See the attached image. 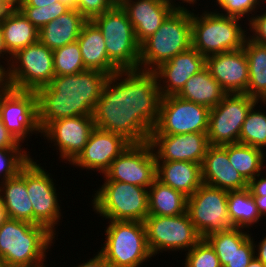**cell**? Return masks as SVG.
<instances>
[{
	"mask_svg": "<svg viewBox=\"0 0 266 267\" xmlns=\"http://www.w3.org/2000/svg\"><path fill=\"white\" fill-rule=\"evenodd\" d=\"M158 84L154 71L121 70L110 75L92 114L96 128L121 134L131 143L148 142L159 118Z\"/></svg>",
	"mask_w": 266,
	"mask_h": 267,
	"instance_id": "cell-1",
	"label": "cell"
},
{
	"mask_svg": "<svg viewBox=\"0 0 266 267\" xmlns=\"http://www.w3.org/2000/svg\"><path fill=\"white\" fill-rule=\"evenodd\" d=\"M108 77L104 72L86 69L77 74L55 76L47 86L37 89L40 129L61 118L92 116Z\"/></svg>",
	"mask_w": 266,
	"mask_h": 267,
	"instance_id": "cell-2",
	"label": "cell"
},
{
	"mask_svg": "<svg viewBox=\"0 0 266 267\" xmlns=\"http://www.w3.org/2000/svg\"><path fill=\"white\" fill-rule=\"evenodd\" d=\"M54 238L43 225L6 218L0 225V260L10 267H46V250Z\"/></svg>",
	"mask_w": 266,
	"mask_h": 267,
	"instance_id": "cell-3",
	"label": "cell"
},
{
	"mask_svg": "<svg viewBox=\"0 0 266 267\" xmlns=\"http://www.w3.org/2000/svg\"><path fill=\"white\" fill-rule=\"evenodd\" d=\"M191 47V11L174 10L156 32L140 44L139 69L154 71Z\"/></svg>",
	"mask_w": 266,
	"mask_h": 267,
	"instance_id": "cell-4",
	"label": "cell"
},
{
	"mask_svg": "<svg viewBox=\"0 0 266 267\" xmlns=\"http://www.w3.org/2000/svg\"><path fill=\"white\" fill-rule=\"evenodd\" d=\"M238 21L217 11L200 17L191 12L192 47L205 57L243 48L247 33Z\"/></svg>",
	"mask_w": 266,
	"mask_h": 267,
	"instance_id": "cell-5",
	"label": "cell"
},
{
	"mask_svg": "<svg viewBox=\"0 0 266 267\" xmlns=\"http://www.w3.org/2000/svg\"><path fill=\"white\" fill-rule=\"evenodd\" d=\"M101 31L109 60L121 70H137L140 44L126 11L120 4L91 20Z\"/></svg>",
	"mask_w": 266,
	"mask_h": 267,
	"instance_id": "cell-6",
	"label": "cell"
},
{
	"mask_svg": "<svg viewBox=\"0 0 266 267\" xmlns=\"http://www.w3.org/2000/svg\"><path fill=\"white\" fill-rule=\"evenodd\" d=\"M93 209L110 221L143 222L149 214L148 188L105 181L93 197Z\"/></svg>",
	"mask_w": 266,
	"mask_h": 267,
	"instance_id": "cell-7",
	"label": "cell"
},
{
	"mask_svg": "<svg viewBox=\"0 0 266 267\" xmlns=\"http://www.w3.org/2000/svg\"><path fill=\"white\" fill-rule=\"evenodd\" d=\"M105 233V244L99 252L112 267H139L153 256L143 222L110 221Z\"/></svg>",
	"mask_w": 266,
	"mask_h": 267,
	"instance_id": "cell-8",
	"label": "cell"
},
{
	"mask_svg": "<svg viewBox=\"0 0 266 267\" xmlns=\"http://www.w3.org/2000/svg\"><path fill=\"white\" fill-rule=\"evenodd\" d=\"M11 60L5 72L8 87L36 91L55 77L53 50L39 41L18 50Z\"/></svg>",
	"mask_w": 266,
	"mask_h": 267,
	"instance_id": "cell-9",
	"label": "cell"
},
{
	"mask_svg": "<svg viewBox=\"0 0 266 267\" xmlns=\"http://www.w3.org/2000/svg\"><path fill=\"white\" fill-rule=\"evenodd\" d=\"M258 103L246 93H227L217 106L210 109L207 130L209 145L239 143L247 114Z\"/></svg>",
	"mask_w": 266,
	"mask_h": 267,
	"instance_id": "cell-10",
	"label": "cell"
},
{
	"mask_svg": "<svg viewBox=\"0 0 266 267\" xmlns=\"http://www.w3.org/2000/svg\"><path fill=\"white\" fill-rule=\"evenodd\" d=\"M228 191L202 184L187 198L186 212L201 238L231 230L227 208Z\"/></svg>",
	"mask_w": 266,
	"mask_h": 267,
	"instance_id": "cell-11",
	"label": "cell"
},
{
	"mask_svg": "<svg viewBox=\"0 0 266 267\" xmlns=\"http://www.w3.org/2000/svg\"><path fill=\"white\" fill-rule=\"evenodd\" d=\"M143 223L153 256L160 250L189 251L202 239L187 212L177 216L148 215Z\"/></svg>",
	"mask_w": 266,
	"mask_h": 267,
	"instance_id": "cell-12",
	"label": "cell"
},
{
	"mask_svg": "<svg viewBox=\"0 0 266 267\" xmlns=\"http://www.w3.org/2000/svg\"><path fill=\"white\" fill-rule=\"evenodd\" d=\"M210 109L177 95L161 99L159 118L150 135L207 133Z\"/></svg>",
	"mask_w": 266,
	"mask_h": 267,
	"instance_id": "cell-13",
	"label": "cell"
},
{
	"mask_svg": "<svg viewBox=\"0 0 266 267\" xmlns=\"http://www.w3.org/2000/svg\"><path fill=\"white\" fill-rule=\"evenodd\" d=\"M0 118L19 143L34 131L42 133L38 122L35 91L5 86L0 91Z\"/></svg>",
	"mask_w": 266,
	"mask_h": 267,
	"instance_id": "cell-14",
	"label": "cell"
},
{
	"mask_svg": "<svg viewBox=\"0 0 266 267\" xmlns=\"http://www.w3.org/2000/svg\"><path fill=\"white\" fill-rule=\"evenodd\" d=\"M103 175L105 181L149 188L156 179V158L150 143H131Z\"/></svg>",
	"mask_w": 266,
	"mask_h": 267,
	"instance_id": "cell-15",
	"label": "cell"
},
{
	"mask_svg": "<svg viewBox=\"0 0 266 267\" xmlns=\"http://www.w3.org/2000/svg\"><path fill=\"white\" fill-rule=\"evenodd\" d=\"M33 159L26 164V188L34 210V225H43L56 235L53 228L61 217L53 179Z\"/></svg>",
	"mask_w": 266,
	"mask_h": 267,
	"instance_id": "cell-16",
	"label": "cell"
},
{
	"mask_svg": "<svg viewBox=\"0 0 266 267\" xmlns=\"http://www.w3.org/2000/svg\"><path fill=\"white\" fill-rule=\"evenodd\" d=\"M95 127L93 116H75L52 121L41 134L58 146L63 160L71 163L83 150Z\"/></svg>",
	"mask_w": 266,
	"mask_h": 267,
	"instance_id": "cell-17",
	"label": "cell"
},
{
	"mask_svg": "<svg viewBox=\"0 0 266 267\" xmlns=\"http://www.w3.org/2000/svg\"><path fill=\"white\" fill-rule=\"evenodd\" d=\"M148 142L156 161H187L201 165L210 146L207 133L150 135Z\"/></svg>",
	"mask_w": 266,
	"mask_h": 267,
	"instance_id": "cell-18",
	"label": "cell"
},
{
	"mask_svg": "<svg viewBox=\"0 0 266 267\" xmlns=\"http://www.w3.org/2000/svg\"><path fill=\"white\" fill-rule=\"evenodd\" d=\"M131 144L123 135L94 128L87 144L71 162L80 168L104 174L112 161Z\"/></svg>",
	"mask_w": 266,
	"mask_h": 267,
	"instance_id": "cell-19",
	"label": "cell"
},
{
	"mask_svg": "<svg viewBox=\"0 0 266 267\" xmlns=\"http://www.w3.org/2000/svg\"><path fill=\"white\" fill-rule=\"evenodd\" d=\"M206 68L226 93H246L249 68L243 48L207 56Z\"/></svg>",
	"mask_w": 266,
	"mask_h": 267,
	"instance_id": "cell-20",
	"label": "cell"
},
{
	"mask_svg": "<svg viewBox=\"0 0 266 267\" xmlns=\"http://www.w3.org/2000/svg\"><path fill=\"white\" fill-rule=\"evenodd\" d=\"M205 67L206 57L193 47L161 64L154 72L162 97L177 95L185 83ZM161 80L165 86L161 84Z\"/></svg>",
	"mask_w": 266,
	"mask_h": 267,
	"instance_id": "cell-21",
	"label": "cell"
},
{
	"mask_svg": "<svg viewBox=\"0 0 266 267\" xmlns=\"http://www.w3.org/2000/svg\"><path fill=\"white\" fill-rule=\"evenodd\" d=\"M202 182L227 191L248 188V182L232 166L228 157V144L209 146L201 165Z\"/></svg>",
	"mask_w": 266,
	"mask_h": 267,
	"instance_id": "cell-22",
	"label": "cell"
},
{
	"mask_svg": "<svg viewBox=\"0 0 266 267\" xmlns=\"http://www.w3.org/2000/svg\"><path fill=\"white\" fill-rule=\"evenodd\" d=\"M119 4L126 11L139 44L153 35L175 10L160 0H123Z\"/></svg>",
	"mask_w": 266,
	"mask_h": 267,
	"instance_id": "cell-23",
	"label": "cell"
},
{
	"mask_svg": "<svg viewBox=\"0 0 266 267\" xmlns=\"http://www.w3.org/2000/svg\"><path fill=\"white\" fill-rule=\"evenodd\" d=\"M156 178L187 197L203 184L201 164L187 161H156Z\"/></svg>",
	"mask_w": 266,
	"mask_h": 267,
	"instance_id": "cell-24",
	"label": "cell"
},
{
	"mask_svg": "<svg viewBox=\"0 0 266 267\" xmlns=\"http://www.w3.org/2000/svg\"><path fill=\"white\" fill-rule=\"evenodd\" d=\"M0 24L4 45L9 53L7 64L10 66L12 55L18 50L38 42L39 29L18 8L2 12Z\"/></svg>",
	"mask_w": 266,
	"mask_h": 267,
	"instance_id": "cell-25",
	"label": "cell"
},
{
	"mask_svg": "<svg viewBox=\"0 0 266 267\" xmlns=\"http://www.w3.org/2000/svg\"><path fill=\"white\" fill-rule=\"evenodd\" d=\"M86 22L87 20L77 9L71 8L40 28L38 41L51 50L63 47L77 41Z\"/></svg>",
	"mask_w": 266,
	"mask_h": 267,
	"instance_id": "cell-26",
	"label": "cell"
},
{
	"mask_svg": "<svg viewBox=\"0 0 266 267\" xmlns=\"http://www.w3.org/2000/svg\"><path fill=\"white\" fill-rule=\"evenodd\" d=\"M104 40L101 31L92 21L83 25L77 39L85 68L110 76L120 70L109 60Z\"/></svg>",
	"mask_w": 266,
	"mask_h": 267,
	"instance_id": "cell-27",
	"label": "cell"
},
{
	"mask_svg": "<svg viewBox=\"0 0 266 267\" xmlns=\"http://www.w3.org/2000/svg\"><path fill=\"white\" fill-rule=\"evenodd\" d=\"M0 183V198L7 218L34 224V210L26 188V165L16 177Z\"/></svg>",
	"mask_w": 266,
	"mask_h": 267,
	"instance_id": "cell-28",
	"label": "cell"
},
{
	"mask_svg": "<svg viewBox=\"0 0 266 267\" xmlns=\"http://www.w3.org/2000/svg\"><path fill=\"white\" fill-rule=\"evenodd\" d=\"M226 94L205 67L185 83L177 96L211 109L217 106Z\"/></svg>",
	"mask_w": 266,
	"mask_h": 267,
	"instance_id": "cell-29",
	"label": "cell"
},
{
	"mask_svg": "<svg viewBox=\"0 0 266 267\" xmlns=\"http://www.w3.org/2000/svg\"><path fill=\"white\" fill-rule=\"evenodd\" d=\"M243 50L247 57L249 82L246 94L251 98L266 102V45L246 37ZM260 99V100H259Z\"/></svg>",
	"mask_w": 266,
	"mask_h": 267,
	"instance_id": "cell-30",
	"label": "cell"
},
{
	"mask_svg": "<svg viewBox=\"0 0 266 267\" xmlns=\"http://www.w3.org/2000/svg\"><path fill=\"white\" fill-rule=\"evenodd\" d=\"M187 196L163 184L157 178L148 188L149 214L158 216H177L186 213Z\"/></svg>",
	"mask_w": 266,
	"mask_h": 267,
	"instance_id": "cell-31",
	"label": "cell"
},
{
	"mask_svg": "<svg viewBox=\"0 0 266 267\" xmlns=\"http://www.w3.org/2000/svg\"><path fill=\"white\" fill-rule=\"evenodd\" d=\"M227 208L230 222L234 228H249L262 218L258 212L254 196L248 188L228 191Z\"/></svg>",
	"mask_w": 266,
	"mask_h": 267,
	"instance_id": "cell-32",
	"label": "cell"
},
{
	"mask_svg": "<svg viewBox=\"0 0 266 267\" xmlns=\"http://www.w3.org/2000/svg\"><path fill=\"white\" fill-rule=\"evenodd\" d=\"M228 157L232 166L249 182L260 176L266 155L265 150L235 143L228 144Z\"/></svg>",
	"mask_w": 266,
	"mask_h": 267,
	"instance_id": "cell-33",
	"label": "cell"
},
{
	"mask_svg": "<svg viewBox=\"0 0 266 267\" xmlns=\"http://www.w3.org/2000/svg\"><path fill=\"white\" fill-rule=\"evenodd\" d=\"M242 231L241 228H232L205 237L215 250L222 267L228 263L236 248H240L251 237L249 233Z\"/></svg>",
	"mask_w": 266,
	"mask_h": 267,
	"instance_id": "cell-34",
	"label": "cell"
},
{
	"mask_svg": "<svg viewBox=\"0 0 266 267\" xmlns=\"http://www.w3.org/2000/svg\"><path fill=\"white\" fill-rule=\"evenodd\" d=\"M253 106L247 114L239 136V143L264 150L266 147V113ZM255 109V110H254Z\"/></svg>",
	"mask_w": 266,
	"mask_h": 267,
	"instance_id": "cell-35",
	"label": "cell"
},
{
	"mask_svg": "<svg viewBox=\"0 0 266 267\" xmlns=\"http://www.w3.org/2000/svg\"><path fill=\"white\" fill-rule=\"evenodd\" d=\"M55 76L77 74L86 70L78 41L53 50Z\"/></svg>",
	"mask_w": 266,
	"mask_h": 267,
	"instance_id": "cell-36",
	"label": "cell"
},
{
	"mask_svg": "<svg viewBox=\"0 0 266 267\" xmlns=\"http://www.w3.org/2000/svg\"><path fill=\"white\" fill-rule=\"evenodd\" d=\"M17 8L37 29L42 28L71 9L66 3L60 1L42 7L17 6Z\"/></svg>",
	"mask_w": 266,
	"mask_h": 267,
	"instance_id": "cell-37",
	"label": "cell"
},
{
	"mask_svg": "<svg viewBox=\"0 0 266 267\" xmlns=\"http://www.w3.org/2000/svg\"><path fill=\"white\" fill-rule=\"evenodd\" d=\"M30 160V155L21 148H0V178L3 174L1 182L16 177Z\"/></svg>",
	"mask_w": 266,
	"mask_h": 267,
	"instance_id": "cell-38",
	"label": "cell"
},
{
	"mask_svg": "<svg viewBox=\"0 0 266 267\" xmlns=\"http://www.w3.org/2000/svg\"><path fill=\"white\" fill-rule=\"evenodd\" d=\"M185 256V267H222L215 250L202 238Z\"/></svg>",
	"mask_w": 266,
	"mask_h": 267,
	"instance_id": "cell-39",
	"label": "cell"
},
{
	"mask_svg": "<svg viewBox=\"0 0 266 267\" xmlns=\"http://www.w3.org/2000/svg\"><path fill=\"white\" fill-rule=\"evenodd\" d=\"M219 7L224 10L221 13L222 15L236 17V18H243L248 13L252 14V11H256L255 8L260 6V0H216ZM245 15V16H244Z\"/></svg>",
	"mask_w": 266,
	"mask_h": 267,
	"instance_id": "cell-40",
	"label": "cell"
},
{
	"mask_svg": "<svg viewBox=\"0 0 266 267\" xmlns=\"http://www.w3.org/2000/svg\"><path fill=\"white\" fill-rule=\"evenodd\" d=\"M115 4L114 0H75V9L87 21H91L96 16L110 10Z\"/></svg>",
	"mask_w": 266,
	"mask_h": 267,
	"instance_id": "cell-41",
	"label": "cell"
},
{
	"mask_svg": "<svg viewBox=\"0 0 266 267\" xmlns=\"http://www.w3.org/2000/svg\"><path fill=\"white\" fill-rule=\"evenodd\" d=\"M250 237L240 248H236L228 263L224 267H247L255 257V247L253 238Z\"/></svg>",
	"mask_w": 266,
	"mask_h": 267,
	"instance_id": "cell-42",
	"label": "cell"
},
{
	"mask_svg": "<svg viewBox=\"0 0 266 267\" xmlns=\"http://www.w3.org/2000/svg\"><path fill=\"white\" fill-rule=\"evenodd\" d=\"M249 29L253 32V36L249 38L257 43L266 45V10L261 15L249 18Z\"/></svg>",
	"mask_w": 266,
	"mask_h": 267,
	"instance_id": "cell-43",
	"label": "cell"
},
{
	"mask_svg": "<svg viewBox=\"0 0 266 267\" xmlns=\"http://www.w3.org/2000/svg\"><path fill=\"white\" fill-rule=\"evenodd\" d=\"M20 144L6 129L0 118V148H21Z\"/></svg>",
	"mask_w": 266,
	"mask_h": 267,
	"instance_id": "cell-44",
	"label": "cell"
},
{
	"mask_svg": "<svg viewBox=\"0 0 266 267\" xmlns=\"http://www.w3.org/2000/svg\"><path fill=\"white\" fill-rule=\"evenodd\" d=\"M256 176L254 179L248 182V189L253 196H266V177L257 180Z\"/></svg>",
	"mask_w": 266,
	"mask_h": 267,
	"instance_id": "cell-45",
	"label": "cell"
},
{
	"mask_svg": "<svg viewBox=\"0 0 266 267\" xmlns=\"http://www.w3.org/2000/svg\"><path fill=\"white\" fill-rule=\"evenodd\" d=\"M77 267H112L105 259V257L98 252L94 258L88 260L86 263H82Z\"/></svg>",
	"mask_w": 266,
	"mask_h": 267,
	"instance_id": "cell-46",
	"label": "cell"
},
{
	"mask_svg": "<svg viewBox=\"0 0 266 267\" xmlns=\"http://www.w3.org/2000/svg\"><path fill=\"white\" fill-rule=\"evenodd\" d=\"M58 0H18L17 6H34L42 7L48 6L51 3L57 2Z\"/></svg>",
	"mask_w": 266,
	"mask_h": 267,
	"instance_id": "cell-47",
	"label": "cell"
},
{
	"mask_svg": "<svg viewBox=\"0 0 266 267\" xmlns=\"http://www.w3.org/2000/svg\"><path fill=\"white\" fill-rule=\"evenodd\" d=\"M256 258L260 260L266 266V236L262 241L258 244V248L256 249Z\"/></svg>",
	"mask_w": 266,
	"mask_h": 267,
	"instance_id": "cell-48",
	"label": "cell"
},
{
	"mask_svg": "<svg viewBox=\"0 0 266 267\" xmlns=\"http://www.w3.org/2000/svg\"><path fill=\"white\" fill-rule=\"evenodd\" d=\"M254 200L261 216H266V196H254Z\"/></svg>",
	"mask_w": 266,
	"mask_h": 267,
	"instance_id": "cell-49",
	"label": "cell"
},
{
	"mask_svg": "<svg viewBox=\"0 0 266 267\" xmlns=\"http://www.w3.org/2000/svg\"><path fill=\"white\" fill-rule=\"evenodd\" d=\"M18 0H0V10L2 12L14 10L17 8Z\"/></svg>",
	"mask_w": 266,
	"mask_h": 267,
	"instance_id": "cell-50",
	"label": "cell"
},
{
	"mask_svg": "<svg viewBox=\"0 0 266 267\" xmlns=\"http://www.w3.org/2000/svg\"><path fill=\"white\" fill-rule=\"evenodd\" d=\"M161 2H163L164 4L169 5L170 7H172L175 10H186L185 7L181 6V5H177L173 2V0H160ZM184 3L187 2L190 4H194L197 1L196 0H182ZM177 5V6H176Z\"/></svg>",
	"mask_w": 266,
	"mask_h": 267,
	"instance_id": "cell-51",
	"label": "cell"
},
{
	"mask_svg": "<svg viewBox=\"0 0 266 267\" xmlns=\"http://www.w3.org/2000/svg\"><path fill=\"white\" fill-rule=\"evenodd\" d=\"M4 54H9L5 48L4 45V40H3V35H2V29H1V24H0V58H4ZM0 68L6 72V68H4L2 65H0Z\"/></svg>",
	"mask_w": 266,
	"mask_h": 267,
	"instance_id": "cell-52",
	"label": "cell"
},
{
	"mask_svg": "<svg viewBox=\"0 0 266 267\" xmlns=\"http://www.w3.org/2000/svg\"><path fill=\"white\" fill-rule=\"evenodd\" d=\"M247 267H266L260 260L254 257Z\"/></svg>",
	"mask_w": 266,
	"mask_h": 267,
	"instance_id": "cell-53",
	"label": "cell"
},
{
	"mask_svg": "<svg viewBox=\"0 0 266 267\" xmlns=\"http://www.w3.org/2000/svg\"><path fill=\"white\" fill-rule=\"evenodd\" d=\"M7 215L0 198V225L6 220Z\"/></svg>",
	"mask_w": 266,
	"mask_h": 267,
	"instance_id": "cell-54",
	"label": "cell"
},
{
	"mask_svg": "<svg viewBox=\"0 0 266 267\" xmlns=\"http://www.w3.org/2000/svg\"><path fill=\"white\" fill-rule=\"evenodd\" d=\"M6 86L5 72L0 68V91Z\"/></svg>",
	"mask_w": 266,
	"mask_h": 267,
	"instance_id": "cell-55",
	"label": "cell"
},
{
	"mask_svg": "<svg viewBox=\"0 0 266 267\" xmlns=\"http://www.w3.org/2000/svg\"><path fill=\"white\" fill-rule=\"evenodd\" d=\"M58 1L66 3L71 8H75V0H58Z\"/></svg>",
	"mask_w": 266,
	"mask_h": 267,
	"instance_id": "cell-56",
	"label": "cell"
},
{
	"mask_svg": "<svg viewBox=\"0 0 266 267\" xmlns=\"http://www.w3.org/2000/svg\"><path fill=\"white\" fill-rule=\"evenodd\" d=\"M0 267H10V266L6 264L3 260H0Z\"/></svg>",
	"mask_w": 266,
	"mask_h": 267,
	"instance_id": "cell-57",
	"label": "cell"
},
{
	"mask_svg": "<svg viewBox=\"0 0 266 267\" xmlns=\"http://www.w3.org/2000/svg\"><path fill=\"white\" fill-rule=\"evenodd\" d=\"M116 4H119L120 2H122L123 0H114Z\"/></svg>",
	"mask_w": 266,
	"mask_h": 267,
	"instance_id": "cell-58",
	"label": "cell"
}]
</instances>
